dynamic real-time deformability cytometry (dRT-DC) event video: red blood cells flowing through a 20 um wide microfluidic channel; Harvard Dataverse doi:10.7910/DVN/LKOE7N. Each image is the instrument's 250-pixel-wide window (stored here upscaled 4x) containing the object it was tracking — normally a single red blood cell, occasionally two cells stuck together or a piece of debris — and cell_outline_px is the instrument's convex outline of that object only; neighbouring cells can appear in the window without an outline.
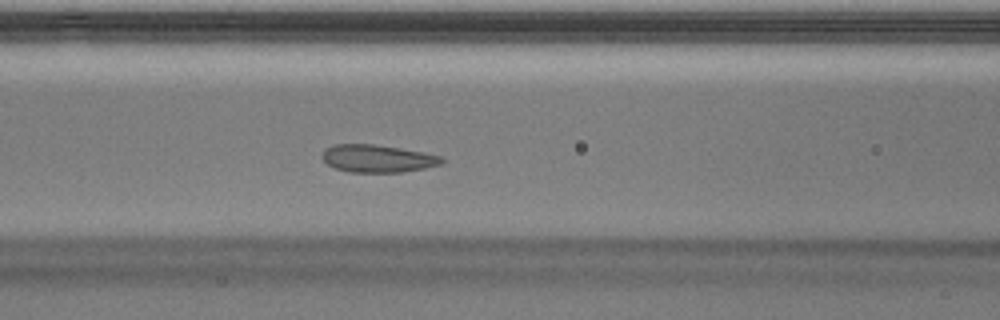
{"species": "Egyptian fruit bat (a non-hibernating species)", "species_latin": "Rousettus aegyptiacus", "temperature_condition": "warm", "stored_images_in_passage": 52, "camera_frame_rate_fps": 3000, "um_per_image_px": 0.085, "animal": {"sex": "male"}, "frame": {"image": 1, "passage_image": 22, "time_ms": 7.0, "image_size_px": [1000, 320], "cell_outline_px": [[444, 164], [424, 168], [400, 172], [348, 172], [336, 168], [328, 164], [320, 156], [324, 148], [336, 144], [372, 144], [400, 148], [424, 152], [444, 156]], "centroid_in_image_um": [32.11, 13.47], "position_along_channel_um": 134.5, "area_um2": 19.36}}
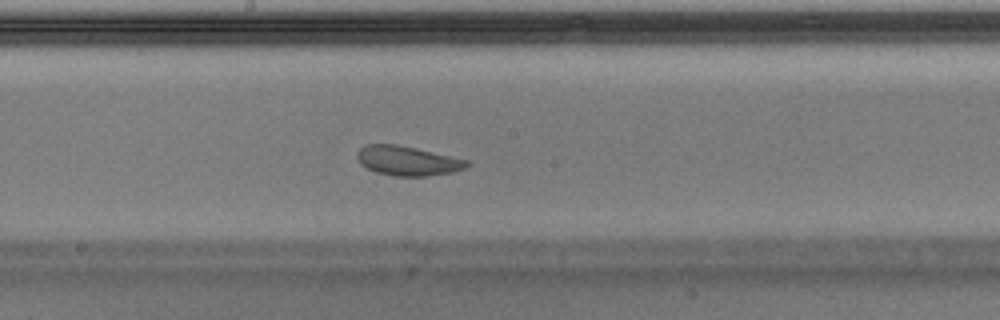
{"frame": {"image": 2, "passage_image": 28, "time_ms": 9.0, "image_size_px": [1000, 320], "cell_outline_px": [[472, 164], [464, 168], [452, 172], [428, 176], [392, 176], [376, 172], [360, 164], [356, 156], [356, 152], [364, 144], [396, 144], [416, 148], [468, 160]], "centroid_in_image_um": [34.62, 13.66], "position_along_channel_um": 213.6, "area_um2": 18.96}}
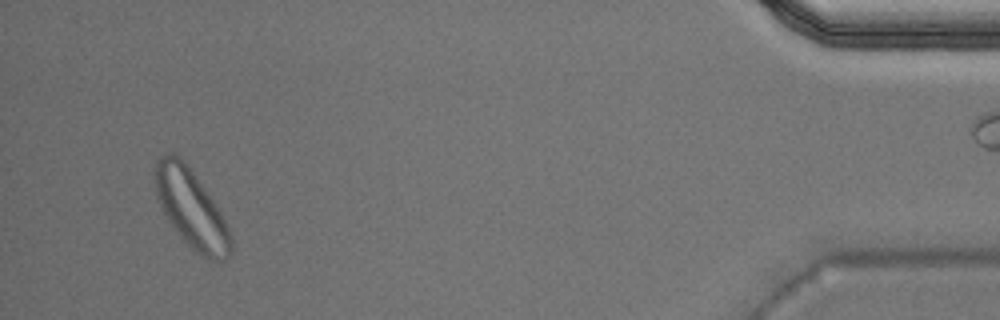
{"frame": {"image": 3, "passage_image": 49, "time_ms": 16.0, "image_size_px": [1000, 320], "cell_outline_px": [[232, 252], [224, 260], [212, 260], [204, 256], [192, 248], [180, 236], [168, 220], [156, 196], [152, 172], [156, 160], [160, 156], [168, 152], [172, 152], [180, 156], [184, 160], [204, 188], [220, 212], [232, 236]], "centroid_in_image_um": [16.21, 17.68], "position_along_channel_um": 419.0, "area_um2": 34.39}, "authors_computed_cell_mechanics": {"area_um2": 21.1259, "velocity_mm_per_s": 3.9577, "shape_relaxation_time_tau1_ms": null, "shape_relaxation_time_tau2_ms": 1.3106, "deformation_change_tau1": null, "deformation_change_tau2": 0.0501}}